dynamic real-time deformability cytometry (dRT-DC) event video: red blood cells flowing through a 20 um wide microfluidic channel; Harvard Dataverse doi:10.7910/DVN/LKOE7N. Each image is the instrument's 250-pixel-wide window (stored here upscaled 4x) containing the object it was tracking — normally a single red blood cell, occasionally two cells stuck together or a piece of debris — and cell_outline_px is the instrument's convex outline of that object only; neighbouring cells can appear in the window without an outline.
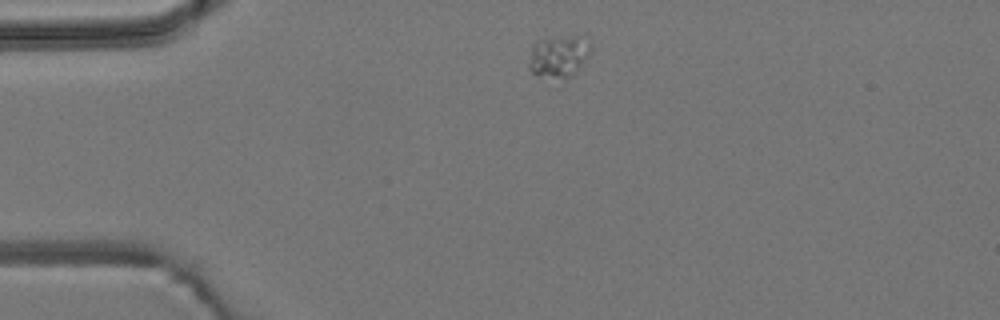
{"species": "common noctule bat (a hibernating species)", "species_latin": "Nyctalus noctula", "temperature_condition": "room temperature", "stored_images_in_passage": 2, "camera_frame_rate_fps": 3000, "um_per_image_px": 0.085, "animal": {"sex": "male", "body_mass_g": 19.2, "forearm_length_mm": 51.8}, "frame": {"image": 1, "passage_image": 1, "time_ms": 0.0, "image_size_px": [1000, 320], "cell_outline_px": [[592, 44], [588, 56], [572, 76], [564, 80], [536, 76], [528, 68], [528, 64], [532, 44], [536, 40], [572, 36], [576, 36], [588, 40]], "centroid_in_image_um": [47.45, 4.82], "position_along_channel_um": 37.5, "area_um2": 15.32}}